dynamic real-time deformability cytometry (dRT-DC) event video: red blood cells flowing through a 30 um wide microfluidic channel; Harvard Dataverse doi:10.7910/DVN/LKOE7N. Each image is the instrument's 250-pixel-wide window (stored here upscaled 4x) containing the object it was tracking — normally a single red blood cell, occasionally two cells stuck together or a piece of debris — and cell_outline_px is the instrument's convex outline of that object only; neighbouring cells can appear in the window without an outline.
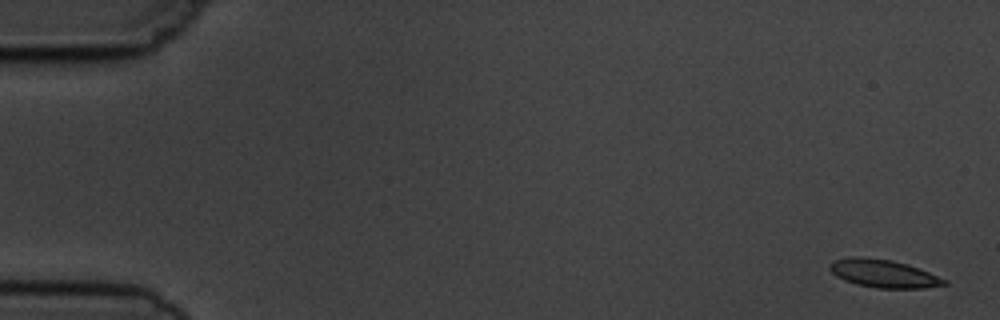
{"species": "common noctule bat (a hibernating species)", "species_latin": "Nyctalus noctula", "temperature_condition": "cold", "stored_images_in_passage": 6, "segment_of_instrument_passage": [1, 2], "camera_frame_rate_fps": 3000, "um_per_image_px": 0.085, "animal": {"sex": "male", "body_mass_g": 19.5, "forearm_length_mm": 54.6}, "frame": {"image": 1, "passage_image": 1, "time_ms": 0.0, "image_size_px": [1000, 320], "cell_outline_px": [[948, 284], [924, 288], [876, 288], [856, 284], [844, 280], [836, 276], [828, 268], [828, 264], [836, 260], [852, 256], [860, 256], [892, 260], [908, 264], [948, 280]], "centroid_in_image_um": [75.09, 23.25], "position_along_channel_um": 9.9, "area_um2": 18.73}}
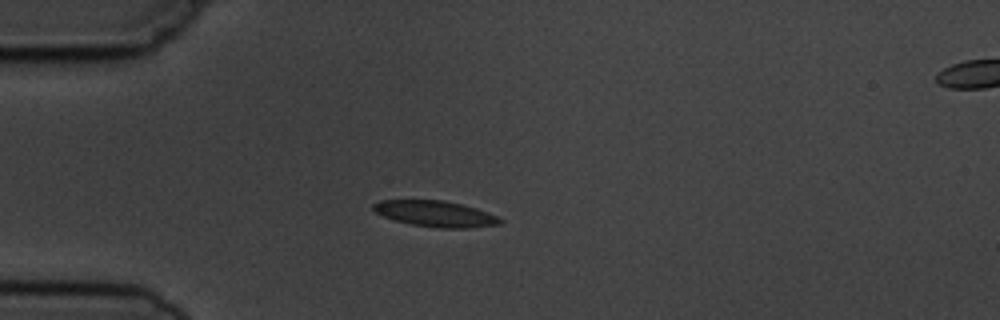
{"frame": {"image": 2, "passage_image": 5, "time_ms": 4.333, "image_size_px": [1000, 320], "cell_outline_px": [[504, 220], [500, 224], [468, 228], [436, 228], [412, 224], [396, 220], [384, 216], [376, 212], [372, 208], [372, 204], [380, 200], [444, 200], [476, 208], [488, 212]], "centroid_in_image_um": [37.02, 18.17], "position_along_channel_um": 48.0, "area_um2": 19.07}}